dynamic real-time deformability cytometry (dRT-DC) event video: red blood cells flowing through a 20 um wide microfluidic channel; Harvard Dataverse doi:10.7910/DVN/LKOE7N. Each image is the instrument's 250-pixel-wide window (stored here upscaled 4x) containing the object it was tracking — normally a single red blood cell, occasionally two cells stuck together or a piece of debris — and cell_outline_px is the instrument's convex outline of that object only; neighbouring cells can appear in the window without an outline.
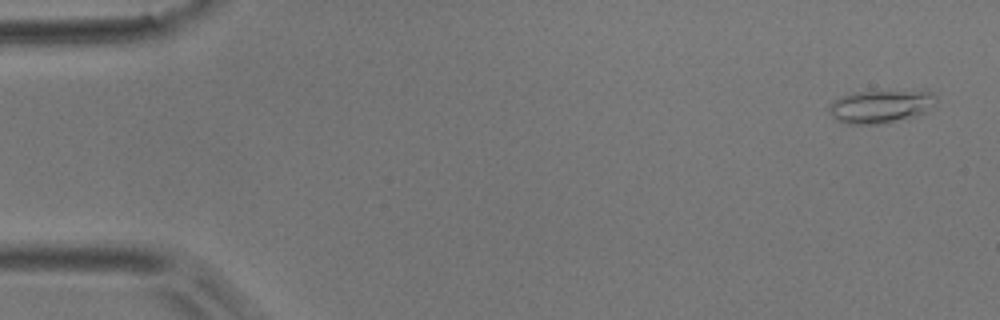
{"species": "common noctule bat (a hibernating species)", "species_latin": "Nyctalus noctula", "temperature_condition": "room temperature", "stored_images_in_passage": 52, "camera_frame_rate_fps": 3000, "um_per_image_px": 0.085, "animal": {"sex": "male", "body_mass_g": 17.9}, "frame": {"image": 1, "passage_image": 2, "time_ms": 0.333, "image_size_px": [1000, 320], "cell_outline_px": [[936, 104], [924, 112], [916, 116], [876, 124], [848, 124], [836, 120], [832, 116], [828, 108], [836, 100], [852, 92], [932, 92], [936, 96]], "centroid_in_image_um": [74.85, 9.07], "position_along_channel_um": 10.2, "area_um2": 19.94}}
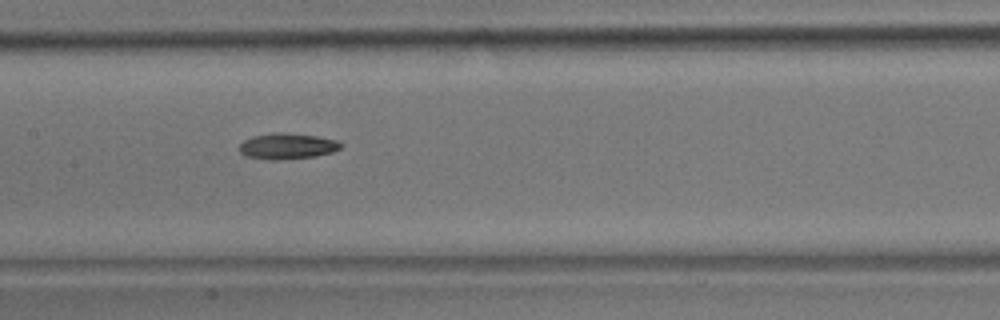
{"frame": {"image": 2, "passage_image": 25, "time_ms": 8.0, "image_size_px": [1000, 320], "cell_outline_px": [[344, 144], [340, 148], [332, 152], [312, 156], [280, 160], [268, 160], [244, 156], [240, 152], [240, 144], [244, 140], [252, 136], [276, 132], [280, 132], [316, 136], [336, 140]], "centroid_in_image_um": [24.38, 12.42], "position_along_channel_um": 183.0, "area_um2": 15.26}}
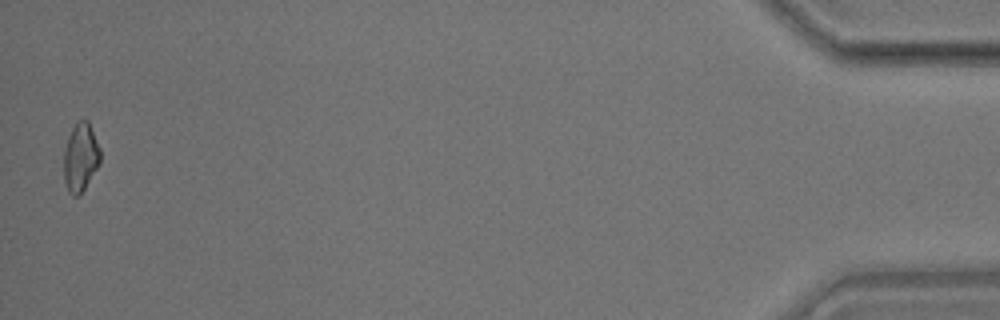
{"frame": {"image": 3, "passage_image": 51, "time_ms": 16.667, "image_size_px": [1000, 320], "cell_outline_px": [[100, 164], [80, 196], [72, 196], [68, 192], [64, 180], [64, 148], [68, 136], [72, 128], [80, 120], [88, 120], [100, 148]], "centroid_in_image_um": [6.85, 13.41], "position_along_channel_um": 428.4, "area_um2": 14.68}, "authors_computed_cell_mechanics": {"area_um2": 15.1725, "velocity_mm_per_s": 3.8815, "shape_relaxation_time_tau1_ms": 6.7318, "shape_relaxation_time_tau2_ms": null, "deformation_change_tau1": 0.1328, "deformation_change_tau2": null}}